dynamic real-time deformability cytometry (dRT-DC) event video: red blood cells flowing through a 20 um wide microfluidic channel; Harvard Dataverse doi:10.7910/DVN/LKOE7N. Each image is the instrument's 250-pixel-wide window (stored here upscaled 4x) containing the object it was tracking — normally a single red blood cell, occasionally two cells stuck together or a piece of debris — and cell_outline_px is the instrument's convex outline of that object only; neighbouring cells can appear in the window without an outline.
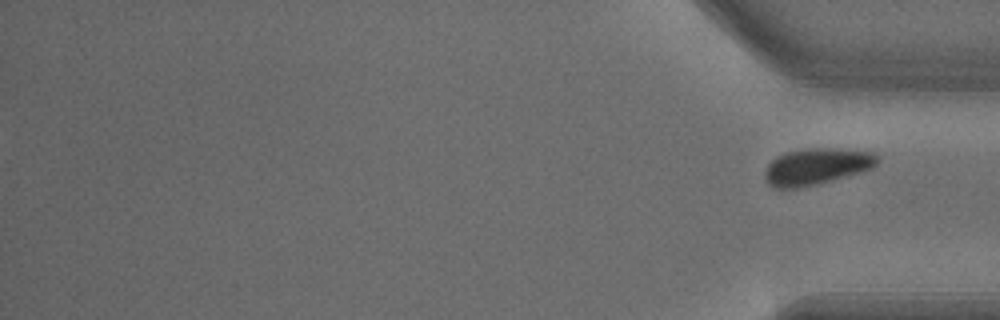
{"species": "common noctule bat (a hibernating species)", "species_latin": "Nyctalus noctula", "temperature_condition": "warm", "stored_images_in_passage": 33, "segment_of_instrument_passage": [2, 2], "camera_frame_rate_fps": 3000, "um_per_image_px": 0.085, "animal": {"sex": "male", "body_mass_g": 18.8}, "frame": {"image": 1, "passage_image": 33, "time_ms": 10.667, "image_size_px": [1000, 320], "cell_outline_px": [[880, 160], [872, 168], [860, 172], [832, 180], [816, 184], [796, 188], [776, 188], [768, 184], [764, 176], [764, 172], [768, 164], [776, 156], [788, 152], [808, 148], [836, 148], [876, 152], [880, 156]], "centroid_in_image_um": [69.44, 14.13], "position_along_channel_um": 365.8, "area_um2": 23.99}}